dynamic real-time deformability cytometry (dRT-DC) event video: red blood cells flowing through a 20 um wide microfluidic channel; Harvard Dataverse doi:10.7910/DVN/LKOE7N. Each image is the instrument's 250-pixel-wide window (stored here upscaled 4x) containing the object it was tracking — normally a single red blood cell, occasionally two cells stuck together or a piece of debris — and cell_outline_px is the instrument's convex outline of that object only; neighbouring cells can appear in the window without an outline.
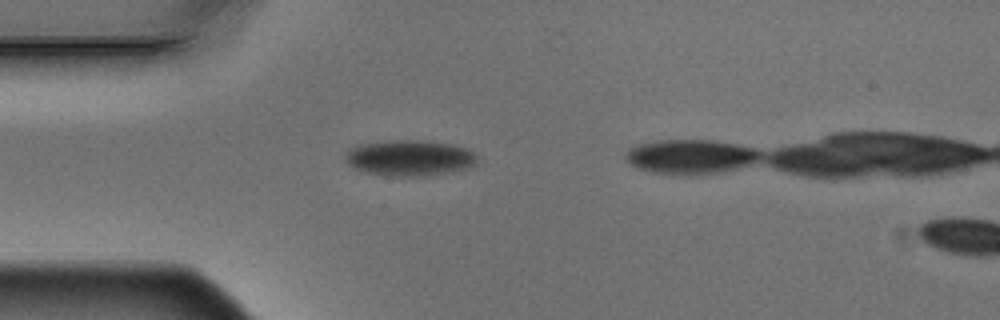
{"species": "Egyptian fruit bat (a non-hibernating species)", "species_latin": "Rousettus aegyptiacus", "temperature_condition": "warm", "stored_images_in_passage": 3, "camera_frame_rate_fps": 3000, "um_per_image_px": 0.085, "animal": {"sex": "male"}, "frame": {"image": 1, "passage_image": 3, "time_ms": 0.667, "image_size_px": [1000, 320], "cell_outline_px": [[480, 156], [476, 164], [468, 168], [452, 172], [432, 176], [388, 176], [368, 172], [356, 168], [348, 164], [344, 160], [344, 156], [356, 144], [388, 140], [420, 140], [448, 144], [464, 148]], "centroid_in_image_um": [34.83, 13.43], "position_along_channel_um": 50.2, "area_um2": 27.74}}